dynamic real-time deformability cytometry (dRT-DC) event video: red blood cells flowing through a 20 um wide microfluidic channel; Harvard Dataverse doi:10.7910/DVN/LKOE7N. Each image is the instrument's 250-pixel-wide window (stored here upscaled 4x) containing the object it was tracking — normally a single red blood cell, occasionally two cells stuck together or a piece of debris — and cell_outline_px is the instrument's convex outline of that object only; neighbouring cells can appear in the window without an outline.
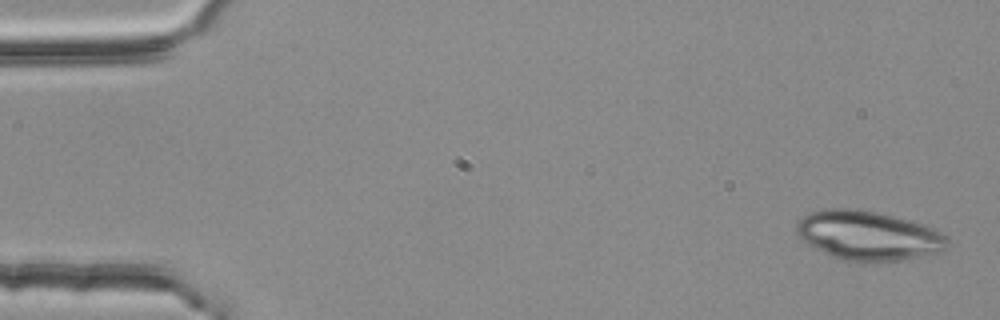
{"species": "common noctule bat (a hibernating species)", "species_latin": "Nyctalus noctula", "temperature_condition": "room temperature", "stored_images_in_passage": 4, "camera_frame_rate_fps": 3000, "um_per_image_px": 0.085, "animal": {"sex": "female", "body_mass_g": 25.1}, "frame": {"image": 1, "passage_image": 1, "time_ms": 0.0, "image_size_px": [1000, 320], "cell_outline_px": [[948, 244], [940, 252], [900, 260], [844, 260], [832, 256], [824, 252], [804, 240], [796, 232], [796, 224], [808, 212], [824, 208], [856, 208], [876, 212], [912, 220], [924, 224], [940, 232], [948, 240]], "centroid_in_image_um": [73.8, 19.98], "position_along_channel_um": 11.2, "area_um2": 42.71}}